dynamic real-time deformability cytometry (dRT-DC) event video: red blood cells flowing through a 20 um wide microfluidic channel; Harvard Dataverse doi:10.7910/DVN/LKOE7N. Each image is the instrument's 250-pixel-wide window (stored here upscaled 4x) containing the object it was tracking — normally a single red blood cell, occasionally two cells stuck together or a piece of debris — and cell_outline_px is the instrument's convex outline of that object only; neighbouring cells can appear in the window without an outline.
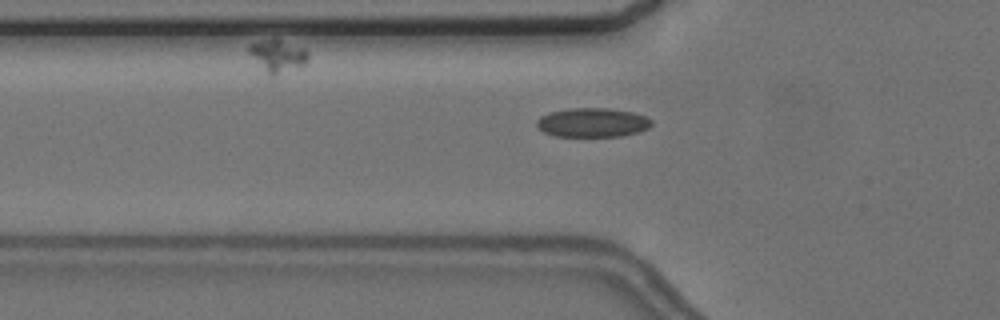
{"species": "common noctule bat (a hibernating species)", "species_latin": "Nyctalus noctula", "temperature_condition": "cold", "stored_images_in_passage": 41, "camera_frame_rate_fps": 3000, "um_per_image_px": 0.085, "animal": {"sex": "female", "body_mass_g": 24.6, "forearm_length_mm": 56.2}, "frame": {"image": 1, "passage_image": 4, "time_ms": 1.0, "image_size_px": [1000, 320], "cell_outline_px": [[652, 124], [648, 128], [640, 132], [620, 136], [556, 136], [544, 132], [536, 124], [536, 120], [540, 116], [548, 112], [568, 108], [608, 108], [632, 112], [644, 116], [652, 120]], "centroid_in_image_um": [50.35, 10.41], "position_along_channel_um": 75.4, "area_um2": 19.54}}
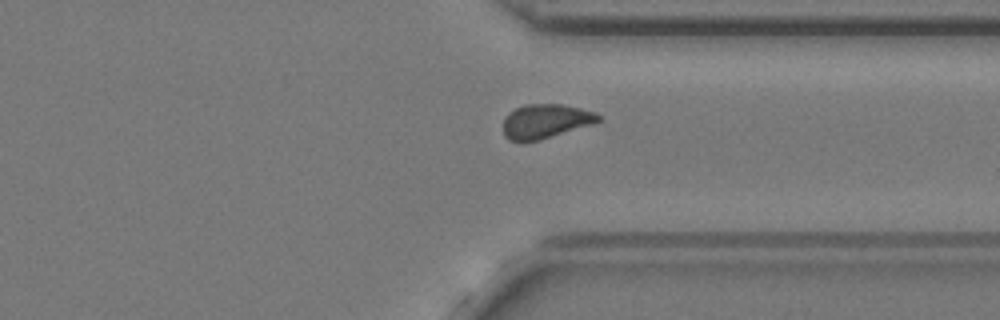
{"frame": {"image": 2, "passage_image": 28, "time_ms": 9.0, "image_size_px": [1000, 320], "cell_outline_px": [[600, 120], [592, 124], [540, 140], [508, 140], [504, 136], [504, 116], [508, 112], [516, 108], [528, 104], [564, 104], [596, 112], [600, 116]], "centroid_in_image_um": [46.37, 10.29], "position_along_channel_um": 365.0, "area_um2": 18.84}}
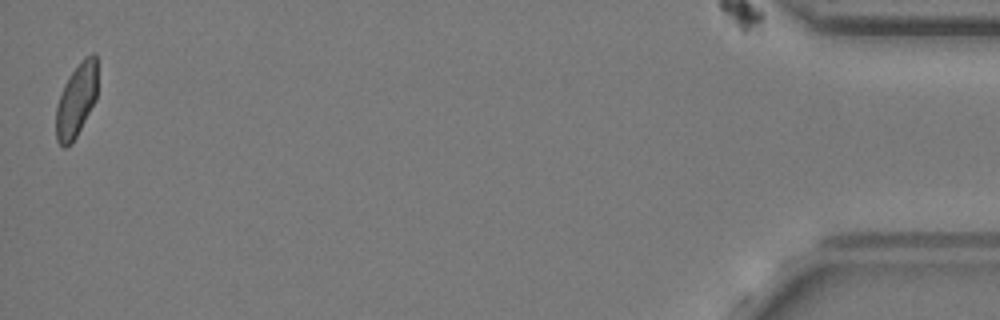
{"frame": {"image": 3, "passage_image": 41, "time_ms": 13.333, "image_size_px": [1000, 320], "cell_outline_px": [[96, 100], [72, 144], [64, 148], [56, 140], [56, 104], [64, 84], [72, 72], [92, 52], [96, 52]], "centroid_in_image_um": [6.47, 8.58], "position_along_channel_um": 428.7, "area_um2": 17.51}, "authors_computed_cell_mechanics": {"area_um2": 18.8428, "velocity_mm_per_s": 3.6121, "shape_relaxation_time_tau1_ms": null, "shape_relaxation_time_tau2_ms": 1.6638, "deformation_change_tau1": null, "deformation_change_tau2": 0.0679}}